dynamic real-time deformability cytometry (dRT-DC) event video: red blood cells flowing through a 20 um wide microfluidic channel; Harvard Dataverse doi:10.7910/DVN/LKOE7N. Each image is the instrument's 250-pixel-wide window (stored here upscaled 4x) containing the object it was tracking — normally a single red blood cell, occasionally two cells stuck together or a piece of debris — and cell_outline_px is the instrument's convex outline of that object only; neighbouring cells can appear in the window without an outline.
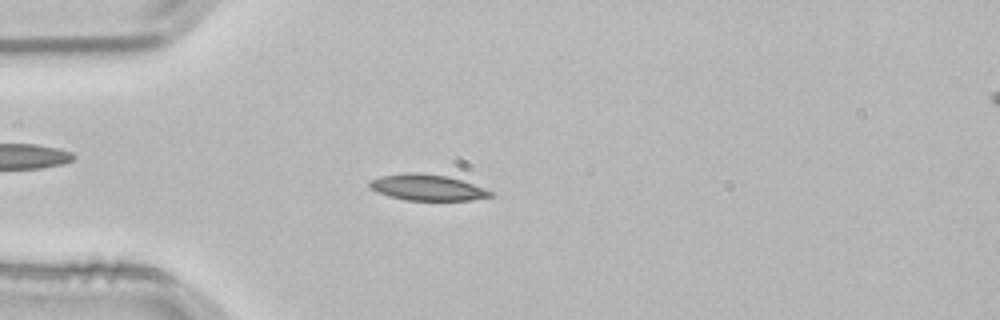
{"species": "common noctule bat (a hibernating species)", "species_latin": "Nyctalus noctula", "temperature_condition": "room temperature", "stored_images_in_passage": 53, "camera_frame_rate_fps": 3000, "um_per_image_px": 0.085, "animal": {"sex": "male", "body_mass_g": 21.5, "forearm_length_mm": 52.0}, "frame": {"image": 1, "passage_image": 14, "time_ms": 4.333, "image_size_px": [1000, 320], "cell_outline_px": [[492, 196], [468, 200], [408, 200], [388, 196], [372, 188], [368, 184], [368, 180], [380, 176], [408, 172], [416, 172], [448, 176], [484, 188], [492, 192]], "centroid_in_image_um": [36.28, 15.92], "position_along_channel_um": 48.7, "area_um2": 18.09}}
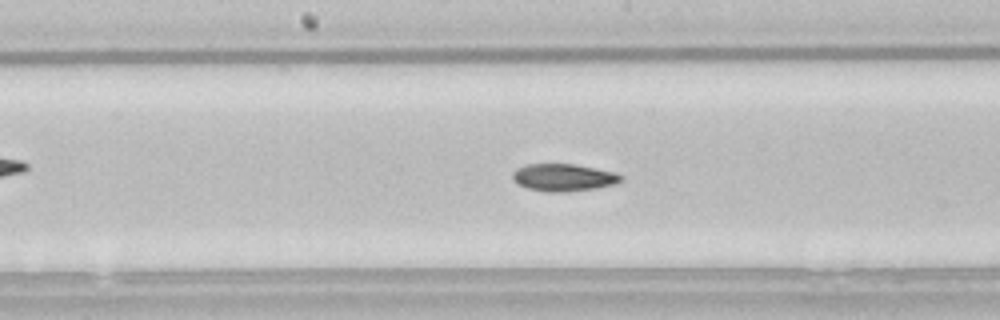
{"frame": {"image": 2, "passage_image": 27, "time_ms": 8.667, "image_size_px": [1000, 320], "cell_outline_px": [[624, 176], [620, 180], [612, 184], [596, 188], [568, 192], [548, 192], [528, 188], [516, 184], [512, 180], [512, 172], [516, 168], [524, 164], [572, 164], [612, 172]], "centroid_in_image_um": [47.8, 15.09], "position_along_channel_um": 200.4, "area_um2": 17.17}}
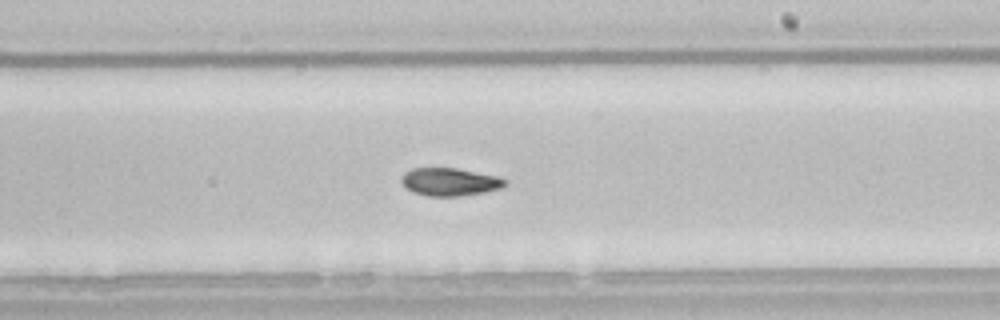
{"frame": {"image": 3, "passage_image": 31, "time_ms": 10.0, "image_size_px": [1000, 320], "cell_outline_px": [[508, 184], [500, 188], [484, 192], [460, 196], [428, 196], [412, 192], [400, 180], [404, 172], [412, 168], [456, 168], [500, 176], [508, 180]], "centroid_in_image_um": [38.27, 15.45], "position_along_channel_um": 250.7, "area_um2": 16.94}, "authors_computed_cell_mechanics": {"area_um2": 17.2822, "velocity_mm_per_s": 3.7922, "shape_relaxation_time_tau1_ms": 6.7118, "shape_relaxation_time_tau2_ms": null, "deformation_change_tau1": 0.1646, "deformation_change_tau2": null}}